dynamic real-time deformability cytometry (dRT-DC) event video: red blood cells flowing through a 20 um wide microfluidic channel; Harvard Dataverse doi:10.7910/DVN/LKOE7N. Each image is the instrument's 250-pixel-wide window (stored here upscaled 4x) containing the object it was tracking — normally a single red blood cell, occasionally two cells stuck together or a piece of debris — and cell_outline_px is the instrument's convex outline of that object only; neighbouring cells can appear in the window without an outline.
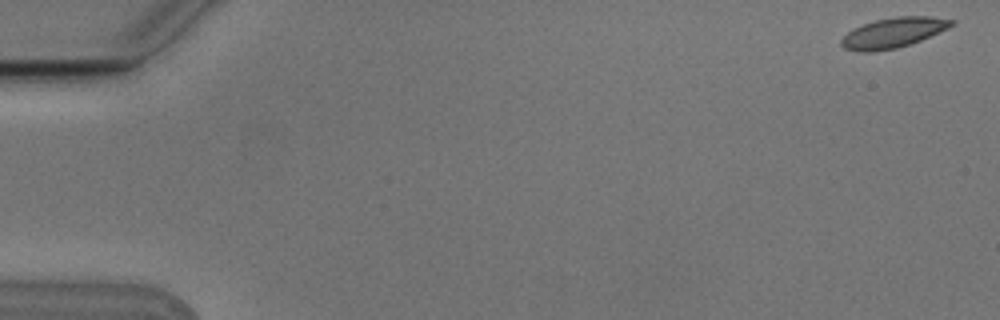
{"species": "Egyptian fruit bat (a non-hibernating species)", "species_latin": "Rousettus aegyptiacus", "temperature_condition": "cold", "stored_images_in_passage": 4, "camera_frame_rate_fps": 3000, "um_per_image_px": 0.085, "animal": {"sex": "male"}, "frame": {"image": 1, "passage_image": 1, "time_ms": 0.0, "image_size_px": [1000, 320], "cell_outline_px": [[956, 24], [948, 28], [920, 40], [896, 48], [872, 52], [856, 52], [844, 48], [840, 44], [840, 40], [852, 28], [876, 20], [896, 16], [928, 16], [956, 20]], "centroid_in_image_um": [75.91, 2.78], "position_along_channel_um": 9.1, "area_um2": 19.31}}